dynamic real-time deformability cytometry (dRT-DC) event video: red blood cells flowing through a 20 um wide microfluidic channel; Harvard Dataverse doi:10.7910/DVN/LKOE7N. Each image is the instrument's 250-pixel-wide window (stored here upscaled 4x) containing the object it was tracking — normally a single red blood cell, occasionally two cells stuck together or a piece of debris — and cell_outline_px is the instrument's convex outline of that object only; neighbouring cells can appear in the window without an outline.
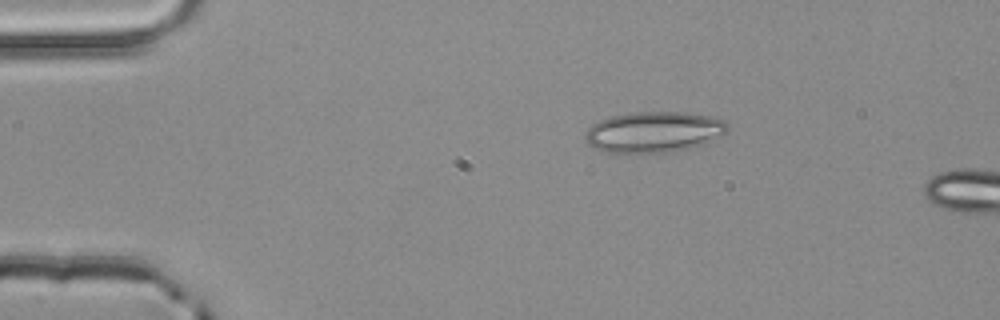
{"species": "common noctule bat (a hibernating species)", "species_latin": "Nyctalus noctula", "temperature_condition": "room temperature", "stored_images_in_passage": 2, "camera_frame_rate_fps": 3000, "um_per_image_px": 0.085, "animal": {"sex": "male", "body_mass_g": 20.4}, "frame": {"image": 1, "passage_image": 1, "time_ms": 0.0, "image_size_px": [1000, 320], "cell_outline_px": [[728, 132], [704, 144], [672, 152], [640, 156], [636, 156], [600, 152], [592, 148], [588, 144], [584, 136], [584, 132], [592, 124], [608, 116], [636, 112], [684, 112], [712, 116], [724, 120], [728, 124]], "centroid_in_image_um": [55.51, 11.27], "position_along_channel_um": 29.5, "area_um2": 35.26}}